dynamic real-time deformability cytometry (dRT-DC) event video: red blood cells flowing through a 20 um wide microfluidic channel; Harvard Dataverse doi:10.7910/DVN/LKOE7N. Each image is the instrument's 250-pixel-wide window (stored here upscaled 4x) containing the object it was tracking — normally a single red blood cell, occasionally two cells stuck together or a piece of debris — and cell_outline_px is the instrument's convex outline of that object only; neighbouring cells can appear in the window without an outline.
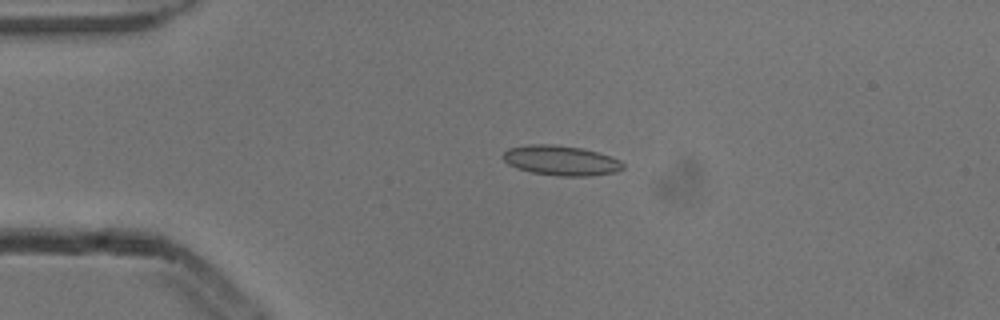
{"species": "common noctule bat (a hibernating species)", "species_latin": "Nyctalus noctula", "temperature_condition": "cold", "stored_images_in_passage": 2, "camera_frame_rate_fps": 3000, "um_per_image_px": 0.085, "animal": {"sex": "male", "body_mass_g": 13.3}, "frame": {"image": 1, "passage_image": 2, "time_ms": 0.333, "image_size_px": [1000, 320], "cell_outline_px": [[624, 168], [616, 172], [588, 176], [560, 176], [532, 172], [516, 168], [508, 164], [500, 156], [508, 148], [528, 144], [556, 144], [580, 148], [596, 152], [620, 160], [624, 164]], "centroid_in_image_um": [47.64, 13.64], "position_along_channel_um": 37.4, "area_um2": 20.92}}